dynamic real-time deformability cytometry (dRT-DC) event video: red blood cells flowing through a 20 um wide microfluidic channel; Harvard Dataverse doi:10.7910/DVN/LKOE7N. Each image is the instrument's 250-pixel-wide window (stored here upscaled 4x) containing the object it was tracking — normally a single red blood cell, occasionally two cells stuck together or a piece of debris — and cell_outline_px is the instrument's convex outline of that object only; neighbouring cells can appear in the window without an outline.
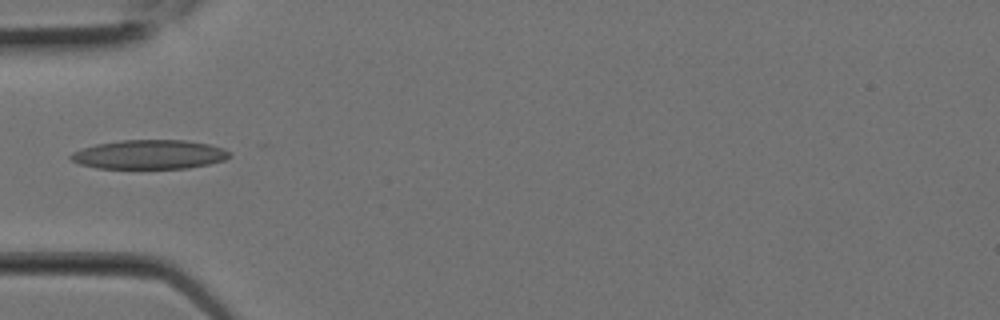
{"species": "Egyptian fruit bat (a non-hibernating species)", "species_latin": "Rousettus aegyptiacus", "temperature_condition": "room temperature", "stored_images_in_passage": 4, "camera_frame_rate_fps": 3000, "um_per_image_px": 0.085, "animal": {"sex": "female"}, "frame": {"image": 1, "passage_image": 2, "time_ms": 0.333, "image_size_px": [1000, 320], "cell_outline_px": [[232, 156], [224, 160], [208, 164], [188, 168], [96, 168], [80, 164], [72, 160], [68, 156], [72, 152], [96, 144], [120, 140], [184, 140], [208, 144], [224, 148], [232, 152]], "centroid_in_image_um": [12.72, 13.13], "position_along_channel_um": 72.3, "area_um2": 26.99}}
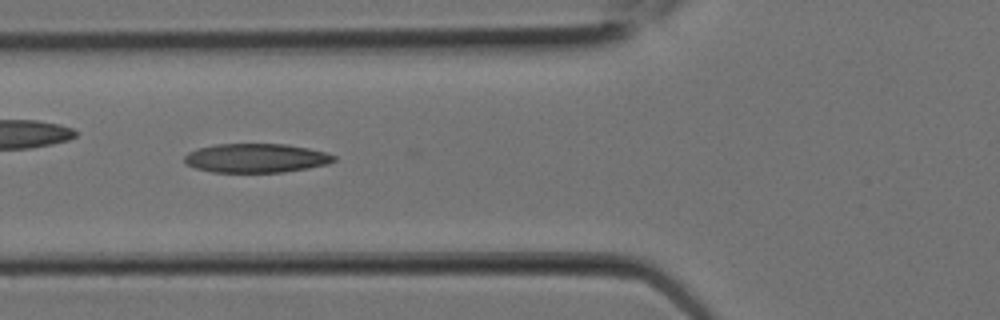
{"frame": {"image": 2, "passage_image": 3, "time_ms": 0.667, "image_size_px": [1000, 320], "cell_outline_px": [[336, 160], [328, 164], [308, 168], [284, 172], [212, 172], [196, 168], [184, 164], [184, 156], [188, 152], [196, 148], [216, 144], [288, 144], [328, 152], [336, 156]], "centroid_in_image_um": [21.77, 13.43], "position_along_channel_um": 104.0, "area_um2": 25.55}}